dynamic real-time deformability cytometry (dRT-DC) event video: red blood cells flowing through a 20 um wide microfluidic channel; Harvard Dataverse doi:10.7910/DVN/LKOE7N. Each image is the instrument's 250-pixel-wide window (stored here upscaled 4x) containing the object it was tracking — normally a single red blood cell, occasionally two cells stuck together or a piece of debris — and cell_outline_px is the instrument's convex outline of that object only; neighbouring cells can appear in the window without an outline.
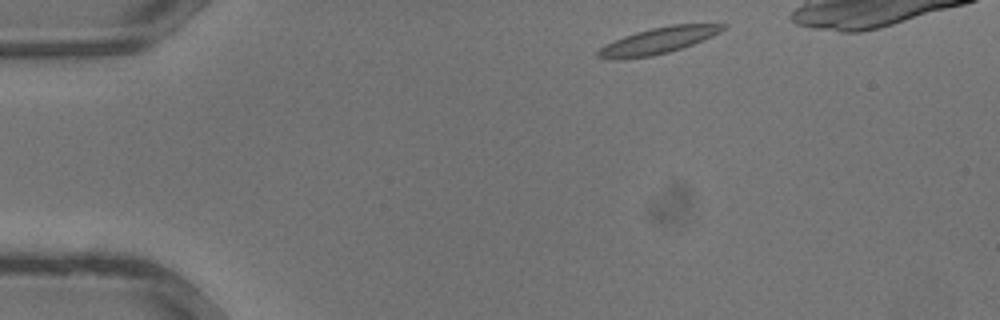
{"species": "common noctule bat (a hibernating species)", "species_latin": "Nyctalus noctula", "temperature_condition": "warm", "stored_images_in_passage": 27, "camera_frame_rate_fps": 3000, "um_per_image_px": 0.085, "animal": {"sex": "male", "body_mass_g": 13.3}, "frame": {"image": 1, "passage_image": 1, "time_ms": 0.0, "image_size_px": [1000, 320], "cell_outline_px": [[728, 24], [720, 32], [712, 36], [692, 44], [668, 52], [652, 56], [620, 60], [608, 60], [596, 56], [596, 52], [604, 44], [624, 36], [636, 32], [652, 28], [672, 24]], "centroid_in_image_um": [55.86, 3.47], "position_along_channel_um": 29.1, "area_um2": 19.13}}
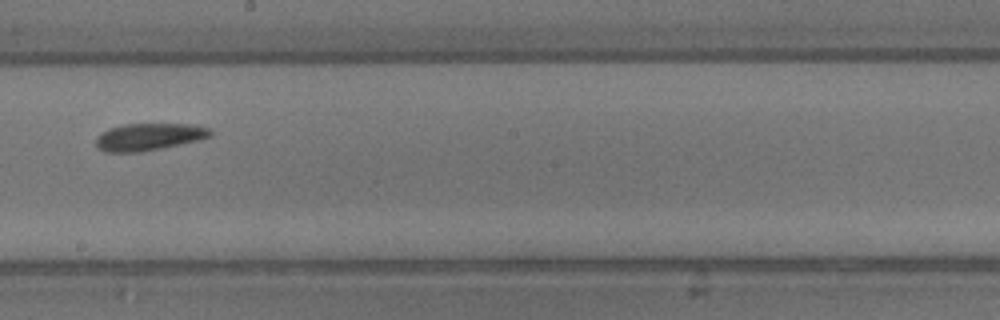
{"frame": {"image": 2, "passage_image": 15, "time_ms": 4.667, "image_size_px": [1000, 320], "cell_outline_px": [[212, 136], [200, 140], [140, 152], [104, 152], [96, 144], [96, 136], [100, 132], [108, 128], [124, 124], [196, 124], [212, 128]], "centroid_in_image_um": [12.68, 11.61], "position_along_channel_um": 235.5, "area_um2": 18.32}}
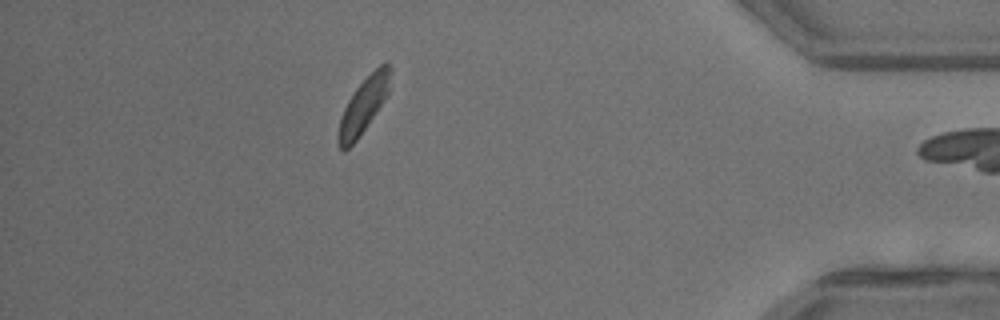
{"frame": {"image": 3, "passage_image": 26, "time_ms": 8.333, "image_size_px": [1000, 320], "cell_outline_px": [[392, 72], [388, 92], [376, 112], [356, 140], [344, 152], [340, 148], [336, 136], [340, 116], [348, 100], [356, 88], [384, 60], [388, 60], [392, 68]], "centroid_in_image_um": [30.9, 8.93], "position_along_channel_um": 404.3, "area_um2": 16.65}}